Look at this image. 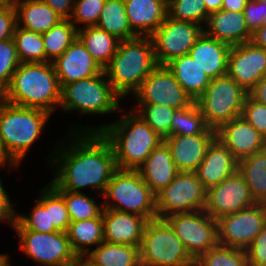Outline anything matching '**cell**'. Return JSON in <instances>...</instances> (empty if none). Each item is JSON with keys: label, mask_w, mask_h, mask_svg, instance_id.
Listing matches in <instances>:
<instances>
[{"label": "cell", "mask_w": 266, "mask_h": 266, "mask_svg": "<svg viewBox=\"0 0 266 266\" xmlns=\"http://www.w3.org/2000/svg\"><path fill=\"white\" fill-rule=\"evenodd\" d=\"M73 131L72 144L59 148L52 157L51 166L56 164L57 172L49 183L56 191L80 193L91 187L103 196L117 169L112 145L102 132Z\"/></svg>", "instance_id": "6da1fadb"}, {"label": "cell", "mask_w": 266, "mask_h": 266, "mask_svg": "<svg viewBox=\"0 0 266 266\" xmlns=\"http://www.w3.org/2000/svg\"><path fill=\"white\" fill-rule=\"evenodd\" d=\"M61 89L52 62L20 63L0 98L52 114L60 105Z\"/></svg>", "instance_id": "7a4b0ae2"}, {"label": "cell", "mask_w": 266, "mask_h": 266, "mask_svg": "<svg viewBox=\"0 0 266 266\" xmlns=\"http://www.w3.org/2000/svg\"><path fill=\"white\" fill-rule=\"evenodd\" d=\"M132 112L109 125H100L98 129L86 126L83 131L102 132L112 145L119 169L138 170L150 153L163 142L162 137Z\"/></svg>", "instance_id": "3957f363"}, {"label": "cell", "mask_w": 266, "mask_h": 266, "mask_svg": "<svg viewBox=\"0 0 266 266\" xmlns=\"http://www.w3.org/2000/svg\"><path fill=\"white\" fill-rule=\"evenodd\" d=\"M157 65L151 36H137L120 41L104 71L112 88L124 97L135 93Z\"/></svg>", "instance_id": "277c9868"}, {"label": "cell", "mask_w": 266, "mask_h": 266, "mask_svg": "<svg viewBox=\"0 0 266 266\" xmlns=\"http://www.w3.org/2000/svg\"><path fill=\"white\" fill-rule=\"evenodd\" d=\"M51 114L7 103L0 98V137L9 156L19 165L40 137Z\"/></svg>", "instance_id": "5b68a950"}, {"label": "cell", "mask_w": 266, "mask_h": 266, "mask_svg": "<svg viewBox=\"0 0 266 266\" xmlns=\"http://www.w3.org/2000/svg\"><path fill=\"white\" fill-rule=\"evenodd\" d=\"M102 197L110 200L103 202L104 209L133 213L148 220L157 218L156 194L146 185L138 170L117 168Z\"/></svg>", "instance_id": "8992f818"}, {"label": "cell", "mask_w": 266, "mask_h": 266, "mask_svg": "<svg viewBox=\"0 0 266 266\" xmlns=\"http://www.w3.org/2000/svg\"><path fill=\"white\" fill-rule=\"evenodd\" d=\"M105 71L95 76L66 84L61 89L60 108L82 114H109L120 110L122 98L111 86Z\"/></svg>", "instance_id": "52a82bcc"}, {"label": "cell", "mask_w": 266, "mask_h": 266, "mask_svg": "<svg viewBox=\"0 0 266 266\" xmlns=\"http://www.w3.org/2000/svg\"><path fill=\"white\" fill-rule=\"evenodd\" d=\"M141 266H191L195 259L164 219L149 220L139 247Z\"/></svg>", "instance_id": "ba28073f"}, {"label": "cell", "mask_w": 266, "mask_h": 266, "mask_svg": "<svg viewBox=\"0 0 266 266\" xmlns=\"http://www.w3.org/2000/svg\"><path fill=\"white\" fill-rule=\"evenodd\" d=\"M248 92L228 75L213 78L195 101L207 125L217 130L221 125L242 115Z\"/></svg>", "instance_id": "9c48e42d"}, {"label": "cell", "mask_w": 266, "mask_h": 266, "mask_svg": "<svg viewBox=\"0 0 266 266\" xmlns=\"http://www.w3.org/2000/svg\"><path fill=\"white\" fill-rule=\"evenodd\" d=\"M19 235V247L41 266H75L79 257L72 250L66 232L40 233L26 230L16 219L12 226Z\"/></svg>", "instance_id": "30bf717a"}, {"label": "cell", "mask_w": 266, "mask_h": 266, "mask_svg": "<svg viewBox=\"0 0 266 266\" xmlns=\"http://www.w3.org/2000/svg\"><path fill=\"white\" fill-rule=\"evenodd\" d=\"M207 189L196 172H179L173 181L156 194L157 218L176 213L205 210Z\"/></svg>", "instance_id": "8fae6325"}, {"label": "cell", "mask_w": 266, "mask_h": 266, "mask_svg": "<svg viewBox=\"0 0 266 266\" xmlns=\"http://www.w3.org/2000/svg\"><path fill=\"white\" fill-rule=\"evenodd\" d=\"M164 220L196 260L219 244L218 224L205 210L169 215Z\"/></svg>", "instance_id": "7c38bea8"}, {"label": "cell", "mask_w": 266, "mask_h": 266, "mask_svg": "<svg viewBox=\"0 0 266 266\" xmlns=\"http://www.w3.org/2000/svg\"><path fill=\"white\" fill-rule=\"evenodd\" d=\"M197 23L166 17L151 35L158 65H166L174 58L189 54L197 39L204 32Z\"/></svg>", "instance_id": "4fadbf2b"}, {"label": "cell", "mask_w": 266, "mask_h": 266, "mask_svg": "<svg viewBox=\"0 0 266 266\" xmlns=\"http://www.w3.org/2000/svg\"><path fill=\"white\" fill-rule=\"evenodd\" d=\"M217 224L220 245L246 250L266 226V204L224 215Z\"/></svg>", "instance_id": "5bb4252c"}, {"label": "cell", "mask_w": 266, "mask_h": 266, "mask_svg": "<svg viewBox=\"0 0 266 266\" xmlns=\"http://www.w3.org/2000/svg\"><path fill=\"white\" fill-rule=\"evenodd\" d=\"M134 95L137 104H159L173 109L188 108L195 103L166 65H157Z\"/></svg>", "instance_id": "9a60e30c"}, {"label": "cell", "mask_w": 266, "mask_h": 266, "mask_svg": "<svg viewBox=\"0 0 266 266\" xmlns=\"http://www.w3.org/2000/svg\"><path fill=\"white\" fill-rule=\"evenodd\" d=\"M245 178L237 170L218 185L207 190L205 211L218 220L220 217L255 205Z\"/></svg>", "instance_id": "2e32d148"}, {"label": "cell", "mask_w": 266, "mask_h": 266, "mask_svg": "<svg viewBox=\"0 0 266 266\" xmlns=\"http://www.w3.org/2000/svg\"><path fill=\"white\" fill-rule=\"evenodd\" d=\"M227 75L249 92L266 75V50L252 41L231 46Z\"/></svg>", "instance_id": "e0dca14e"}, {"label": "cell", "mask_w": 266, "mask_h": 266, "mask_svg": "<svg viewBox=\"0 0 266 266\" xmlns=\"http://www.w3.org/2000/svg\"><path fill=\"white\" fill-rule=\"evenodd\" d=\"M216 138L238 161L266 148V139L243 116L221 125L216 130Z\"/></svg>", "instance_id": "ac0fdd59"}, {"label": "cell", "mask_w": 266, "mask_h": 266, "mask_svg": "<svg viewBox=\"0 0 266 266\" xmlns=\"http://www.w3.org/2000/svg\"><path fill=\"white\" fill-rule=\"evenodd\" d=\"M52 64L61 88L71 82L89 78L104 71L78 37Z\"/></svg>", "instance_id": "d6986e66"}, {"label": "cell", "mask_w": 266, "mask_h": 266, "mask_svg": "<svg viewBox=\"0 0 266 266\" xmlns=\"http://www.w3.org/2000/svg\"><path fill=\"white\" fill-rule=\"evenodd\" d=\"M102 218L106 242L140 247L148 219L114 209H104Z\"/></svg>", "instance_id": "ffe728a7"}, {"label": "cell", "mask_w": 266, "mask_h": 266, "mask_svg": "<svg viewBox=\"0 0 266 266\" xmlns=\"http://www.w3.org/2000/svg\"><path fill=\"white\" fill-rule=\"evenodd\" d=\"M216 137V133H202L197 135H171L163 139L167 144L173 161L180 172H195L202 160L209 144Z\"/></svg>", "instance_id": "44dd1931"}, {"label": "cell", "mask_w": 266, "mask_h": 266, "mask_svg": "<svg viewBox=\"0 0 266 266\" xmlns=\"http://www.w3.org/2000/svg\"><path fill=\"white\" fill-rule=\"evenodd\" d=\"M238 170V160L216 137L207 147L205 157L195 171L203 186L210 187L223 182Z\"/></svg>", "instance_id": "7402d4cb"}, {"label": "cell", "mask_w": 266, "mask_h": 266, "mask_svg": "<svg viewBox=\"0 0 266 266\" xmlns=\"http://www.w3.org/2000/svg\"><path fill=\"white\" fill-rule=\"evenodd\" d=\"M204 32L230 46L252 40L243 12L219 10L209 14Z\"/></svg>", "instance_id": "603a6c76"}, {"label": "cell", "mask_w": 266, "mask_h": 266, "mask_svg": "<svg viewBox=\"0 0 266 266\" xmlns=\"http://www.w3.org/2000/svg\"><path fill=\"white\" fill-rule=\"evenodd\" d=\"M130 28L137 36H151L168 16L167 0H124Z\"/></svg>", "instance_id": "cb8c5ba5"}, {"label": "cell", "mask_w": 266, "mask_h": 266, "mask_svg": "<svg viewBox=\"0 0 266 266\" xmlns=\"http://www.w3.org/2000/svg\"><path fill=\"white\" fill-rule=\"evenodd\" d=\"M231 46L208 36L205 32L197 39L189 55L211 78L227 75Z\"/></svg>", "instance_id": "d4e9b609"}, {"label": "cell", "mask_w": 266, "mask_h": 266, "mask_svg": "<svg viewBox=\"0 0 266 266\" xmlns=\"http://www.w3.org/2000/svg\"><path fill=\"white\" fill-rule=\"evenodd\" d=\"M138 171L146 185L155 194L167 187L180 172L164 141L150 153Z\"/></svg>", "instance_id": "484cf974"}, {"label": "cell", "mask_w": 266, "mask_h": 266, "mask_svg": "<svg viewBox=\"0 0 266 266\" xmlns=\"http://www.w3.org/2000/svg\"><path fill=\"white\" fill-rule=\"evenodd\" d=\"M17 14V26L44 34L62 20L48 4L42 0H11Z\"/></svg>", "instance_id": "4316f807"}, {"label": "cell", "mask_w": 266, "mask_h": 266, "mask_svg": "<svg viewBox=\"0 0 266 266\" xmlns=\"http://www.w3.org/2000/svg\"><path fill=\"white\" fill-rule=\"evenodd\" d=\"M184 91L196 101L210 84L211 78L189 54L174 58L166 64Z\"/></svg>", "instance_id": "83f0119b"}, {"label": "cell", "mask_w": 266, "mask_h": 266, "mask_svg": "<svg viewBox=\"0 0 266 266\" xmlns=\"http://www.w3.org/2000/svg\"><path fill=\"white\" fill-rule=\"evenodd\" d=\"M95 266H141L139 247L104 241L84 256Z\"/></svg>", "instance_id": "f1b7e54d"}, {"label": "cell", "mask_w": 266, "mask_h": 266, "mask_svg": "<svg viewBox=\"0 0 266 266\" xmlns=\"http://www.w3.org/2000/svg\"><path fill=\"white\" fill-rule=\"evenodd\" d=\"M78 38L103 69L110 63L120 43L117 37L97 26L79 27Z\"/></svg>", "instance_id": "f546056e"}, {"label": "cell", "mask_w": 266, "mask_h": 266, "mask_svg": "<svg viewBox=\"0 0 266 266\" xmlns=\"http://www.w3.org/2000/svg\"><path fill=\"white\" fill-rule=\"evenodd\" d=\"M72 250L81 258L87 255L91 245L103 243V218L97 217L88 220L70 222L66 231ZM89 246V247H87Z\"/></svg>", "instance_id": "4dcf8cb0"}, {"label": "cell", "mask_w": 266, "mask_h": 266, "mask_svg": "<svg viewBox=\"0 0 266 266\" xmlns=\"http://www.w3.org/2000/svg\"><path fill=\"white\" fill-rule=\"evenodd\" d=\"M238 171L245 178L257 204H266V148L238 161Z\"/></svg>", "instance_id": "1f68e13d"}, {"label": "cell", "mask_w": 266, "mask_h": 266, "mask_svg": "<svg viewBox=\"0 0 266 266\" xmlns=\"http://www.w3.org/2000/svg\"><path fill=\"white\" fill-rule=\"evenodd\" d=\"M96 26L120 41L137 37L129 26L124 0H106Z\"/></svg>", "instance_id": "d6a6232c"}, {"label": "cell", "mask_w": 266, "mask_h": 266, "mask_svg": "<svg viewBox=\"0 0 266 266\" xmlns=\"http://www.w3.org/2000/svg\"><path fill=\"white\" fill-rule=\"evenodd\" d=\"M77 37L78 29L69 19L62 20L42 34L45 62H53L68 49Z\"/></svg>", "instance_id": "836d02e7"}, {"label": "cell", "mask_w": 266, "mask_h": 266, "mask_svg": "<svg viewBox=\"0 0 266 266\" xmlns=\"http://www.w3.org/2000/svg\"><path fill=\"white\" fill-rule=\"evenodd\" d=\"M202 133H216V130L207 125L196 102L188 108H179L174 110L170 127V136H192Z\"/></svg>", "instance_id": "e575fe53"}, {"label": "cell", "mask_w": 266, "mask_h": 266, "mask_svg": "<svg viewBox=\"0 0 266 266\" xmlns=\"http://www.w3.org/2000/svg\"><path fill=\"white\" fill-rule=\"evenodd\" d=\"M13 39L20 63L45 62L42 34L17 26Z\"/></svg>", "instance_id": "d590c367"}, {"label": "cell", "mask_w": 266, "mask_h": 266, "mask_svg": "<svg viewBox=\"0 0 266 266\" xmlns=\"http://www.w3.org/2000/svg\"><path fill=\"white\" fill-rule=\"evenodd\" d=\"M67 207L70 222L102 217L104 206H99L94 198L80 192L57 191Z\"/></svg>", "instance_id": "8d00e7d4"}, {"label": "cell", "mask_w": 266, "mask_h": 266, "mask_svg": "<svg viewBox=\"0 0 266 266\" xmlns=\"http://www.w3.org/2000/svg\"><path fill=\"white\" fill-rule=\"evenodd\" d=\"M31 214L27 216L15 213V219L26 229L40 233H52L58 230L54 226H50L49 217V185L41 191Z\"/></svg>", "instance_id": "74e56055"}, {"label": "cell", "mask_w": 266, "mask_h": 266, "mask_svg": "<svg viewBox=\"0 0 266 266\" xmlns=\"http://www.w3.org/2000/svg\"><path fill=\"white\" fill-rule=\"evenodd\" d=\"M197 266H249L246 250L218 244L202 253L196 260Z\"/></svg>", "instance_id": "f35d334b"}, {"label": "cell", "mask_w": 266, "mask_h": 266, "mask_svg": "<svg viewBox=\"0 0 266 266\" xmlns=\"http://www.w3.org/2000/svg\"><path fill=\"white\" fill-rule=\"evenodd\" d=\"M134 109L132 111L138 114L160 137L165 139L170 136L175 109L159 104H137Z\"/></svg>", "instance_id": "ab89813d"}, {"label": "cell", "mask_w": 266, "mask_h": 266, "mask_svg": "<svg viewBox=\"0 0 266 266\" xmlns=\"http://www.w3.org/2000/svg\"><path fill=\"white\" fill-rule=\"evenodd\" d=\"M167 10L170 18L199 25L209 17L204 0H167Z\"/></svg>", "instance_id": "60d3db41"}, {"label": "cell", "mask_w": 266, "mask_h": 266, "mask_svg": "<svg viewBox=\"0 0 266 266\" xmlns=\"http://www.w3.org/2000/svg\"><path fill=\"white\" fill-rule=\"evenodd\" d=\"M106 0H75L70 21L79 29L77 24L96 26ZM78 26V27H77Z\"/></svg>", "instance_id": "b9f144b4"}, {"label": "cell", "mask_w": 266, "mask_h": 266, "mask_svg": "<svg viewBox=\"0 0 266 266\" xmlns=\"http://www.w3.org/2000/svg\"><path fill=\"white\" fill-rule=\"evenodd\" d=\"M19 64L14 39L0 41V95L8 87Z\"/></svg>", "instance_id": "7bdbcfd3"}, {"label": "cell", "mask_w": 266, "mask_h": 266, "mask_svg": "<svg viewBox=\"0 0 266 266\" xmlns=\"http://www.w3.org/2000/svg\"><path fill=\"white\" fill-rule=\"evenodd\" d=\"M49 217L50 226L58 231L66 232L70 218L64 198L49 184Z\"/></svg>", "instance_id": "ee69618b"}, {"label": "cell", "mask_w": 266, "mask_h": 266, "mask_svg": "<svg viewBox=\"0 0 266 266\" xmlns=\"http://www.w3.org/2000/svg\"><path fill=\"white\" fill-rule=\"evenodd\" d=\"M241 116L266 139V104L255 101L247 94Z\"/></svg>", "instance_id": "f6af8a7d"}, {"label": "cell", "mask_w": 266, "mask_h": 266, "mask_svg": "<svg viewBox=\"0 0 266 266\" xmlns=\"http://www.w3.org/2000/svg\"><path fill=\"white\" fill-rule=\"evenodd\" d=\"M17 27L16 9L11 0L0 6V41L13 38Z\"/></svg>", "instance_id": "bcb514c9"}, {"label": "cell", "mask_w": 266, "mask_h": 266, "mask_svg": "<svg viewBox=\"0 0 266 266\" xmlns=\"http://www.w3.org/2000/svg\"><path fill=\"white\" fill-rule=\"evenodd\" d=\"M249 266H266V226L246 249Z\"/></svg>", "instance_id": "7dc6e473"}, {"label": "cell", "mask_w": 266, "mask_h": 266, "mask_svg": "<svg viewBox=\"0 0 266 266\" xmlns=\"http://www.w3.org/2000/svg\"><path fill=\"white\" fill-rule=\"evenodd\" d=\"M244 17L251 34L257 31L264 23L263 0H248L243 10Z\"/></svg>", "instance_id": "c3c4849f"}, {"label": "cell", "mask_w": 266, "mask_h": 266, "mask_svg": "<svg viewBox=\"0 0 266 266\" xmlns=\"http://www.w3.org/2000/svg\"><path fill=\"white\" fill-rule=\"evenodd\" d=\"M63 19H70L75 0H42Z\"/></svg>", "instance_id": "681fc988"}, {"label": "cell", "mask_w": 266, "mask_h": 266, "mask_svg": "<svg viewBox=\"0 0 266 266\" xmlns=\"http://www.w3.org/2000/svg\"><path fill=\"white\" fill-rule=\"evenodd\" d=\"M248 94L257 102L266 104V75L263 76L257 84L248 92Z\"/></svg>", "instance_id": "f907efd6"}, {"label": "cell", "mask_w": 266, "mask_h": 266, "mask_svg": "<svg viewBox=\"0 0 266 266\" xmlns=\"http://www.w3.org/2000/svg\"><path fill=\"white\" fill-rule=\"evenodd\" d=\"M248 0H223L221 10L243 12Z\"/></svg>", "instance_id": "816d5d0a"}, {"label": "cell", "mask_w": 266, "mask_h": 266, "mask_svg": "<svg viewBox=\"0 0 266 266\" xmlns=\"http://www.w3.org/2000/svg\"><path fill=\"white\" fill-rule=\"evenodd\" d=\"M256 46L266 50V23L252 34L251 40Z\"/></svg>", "instance_id": "f5cc1de1"}, {"label": "cell", "mask_w": 266, "mask_h": 266, "mask_svg": "<svg viewBox=\"0 0 266 266\" xmlns=\"http://www.w3.org/2000/svg\"><path fill=\"white\" fill-rule=\"evenodd\" d=\"M12 205H0V221H6L11 226L14 224L15 211Z\"/></svg>", "instance_id": "db71d44e"}, {"label": "cell", "mask_w": 266, "mask_h": 266, "mask_svg": "<svg viewBox=\"0 0 266 266\" xmlns=\"http://www.w3.org/2000/svg\"><path fill=\"white\" fill-rule=\"evenodd\" d=\"M9 162V163H8ZM11 164L12 167H16L18 164L9 156L7 151L4 148L2 139L0 137V165L3 167L6 166L5 164Z\"/></svg>", "instance_id": "11a10c76"}, {"label": "cell", "mask_w": 266, "mask_h": 266, "mask_svg": "<svg viewBox=\"0 0 266 266\" xmlns=\"http://www.w3.org/2000/svg\"><path fill=\"white\" fill-rule=\"evenodd\" d=\"M206 10L209 14L221 10L223 0H204Z\"/></svg>", "instance_id": "9f6ffc18"}, {"label": "cell", "mask_w": 266, "mask_h": 266, "mask_svg": "<svg viewBox=\"0 0 266 266\" xmlns=\"http://www.w3.org/2000/svg\"><path fill=\"white\" fill-rule=\"evenodd\" d=\"M2 182L3 181L0 180V205H12L13 203L10 202L9 195L2 186L3 185Z\"/></svg>", "instance_id": "6f0895ef"}, {"label": "cell", "mask_w": 266, "mask_h": 266, "mask_svg": "<svg viewBox=\"0 0 266 266\" xmlns=\"http://www.w3.org/2000/svg\"><path fill=\"white\" fill-rule=\"evenodd\" d=\"M75 266H95V265H92L85 257H81L79 258V261Z\"/></svg>", "instance_id": "680465c9"}, {"label": "cell", "mask_w": 266, "mask_h": 266, "mask_svg": "<svg viewBox=\"0 0 266 266\" xmlns=\"http://www.w3.org/2000/svg\"><path fill=\"white\" fill-rule=\"evenodd\" d=\"M8 260L7 254H0V266H6L9 263Z\"/></svg>", "instance_id": "91938a15"}, {"label": "cell", "mask_w": 266, "mask_h": 266, "mask_svg": "<svg viewBox=\"0 0 266 266\" xmlns=\"http://www.w3.org/2000/svg\"><path fill=\"white\" fill-rule=\"evenodd\" d=\"M263 11H264V19H265V23H266V0H263Z\"/></svg>", "instance_id": "94428289"}, {"label": "cell", "mask_w": 266, "mask_h": 266, "mask_svg": "<svg viewBox=\"0 0 266 266\" xmlns=\"http://www.w3.org/2000/svg\"><path fill=\"white\" fill-rule=\"evenodd\" d=\"M7 0H0V6L4 4Z\"/></svg>", "instance_id": "6125c7cd"}]
</instances>
